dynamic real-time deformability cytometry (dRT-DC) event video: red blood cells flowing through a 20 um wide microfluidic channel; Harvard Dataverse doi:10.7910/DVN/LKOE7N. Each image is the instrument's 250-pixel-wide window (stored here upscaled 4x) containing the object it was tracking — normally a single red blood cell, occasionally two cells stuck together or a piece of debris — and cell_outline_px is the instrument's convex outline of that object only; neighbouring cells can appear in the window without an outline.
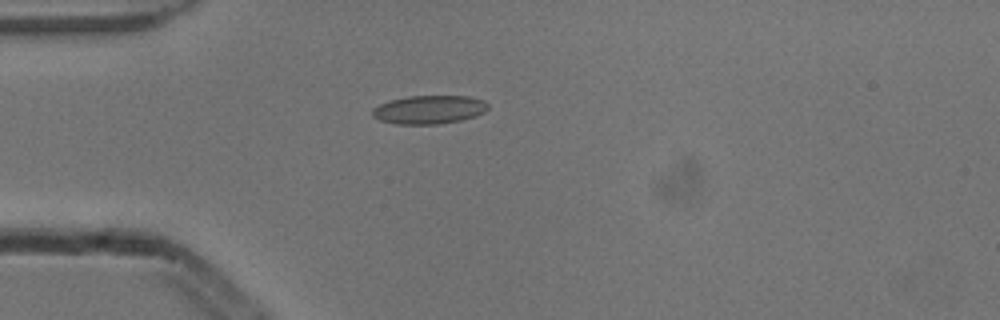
{"species": "common noctule bat (a hibernating species)", "species_latin": "Nyctalus noctula", "temperature_condition": "cold", "stored_images_in_passage": 4, "camera_frame_rate_fps": 3000, "um_per_image_px": 0.085, "animal": {"sex": "male", "body_mass_g": 13.3}, "frame": {"image": 1, "passage_image": 4, "time_ms": 1.0, "image_size_px": [1000, 320], "cell_outline_px": [[488, 108], [484, 112], [476, 116], [460, 120], [436, 124], [396, 124], [380, 120], [372, 116], [372, 108], [388, 100], [408, 96], [468, 96], [484, 100], [488, 104]], "centroid_in_image_um": [36.46, 9.31], "position_along_channel_um": 48.5, "area_um2": 19.25}}